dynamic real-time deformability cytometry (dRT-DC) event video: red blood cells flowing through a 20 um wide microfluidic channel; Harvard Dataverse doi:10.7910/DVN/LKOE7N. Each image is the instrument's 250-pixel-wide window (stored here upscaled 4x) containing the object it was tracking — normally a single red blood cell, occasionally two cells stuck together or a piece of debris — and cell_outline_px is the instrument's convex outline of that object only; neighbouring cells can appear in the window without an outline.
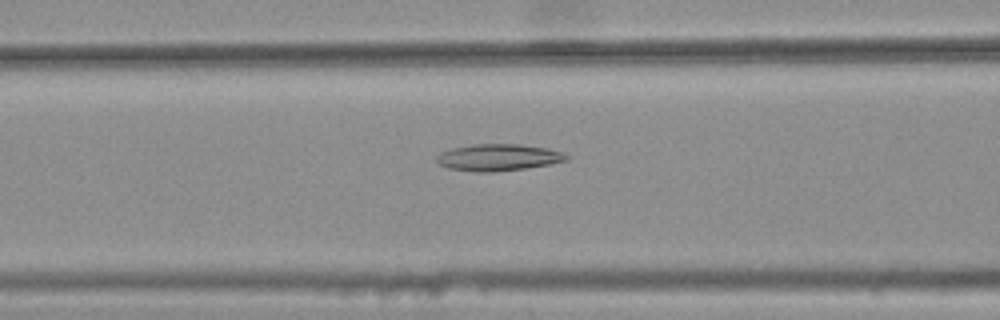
{"species": "common noctule bat (a hibernating species)", "species_latin": "Nyctalus noctula", "temperature_condition": "warm", "stored_images_in_passage": 42, "camera_frame_rate_fps": 3000, "um_per_image_px": 0.085, "animal": {"sex": "female", "body_mass_g": 25.1}, "frame": {"image": 1, "passage_image": 16, "time_ms": 5.0, "image_size_px": [1000, 320], "cell_outline_px": [[568, 160], [548, 164], [524, 168], [492, 172], [476, 172], [448, 168], [440, 164], [436, 160], [436, 156], [440, 152], [452, 148], [476, 144], [520, 144], [544, 148], [560, 152], [568, 156]], "centroid_in_image_um": [42.3, 13.38], "position_along_channel_um": 124.3, "area_um2": 19.94}}
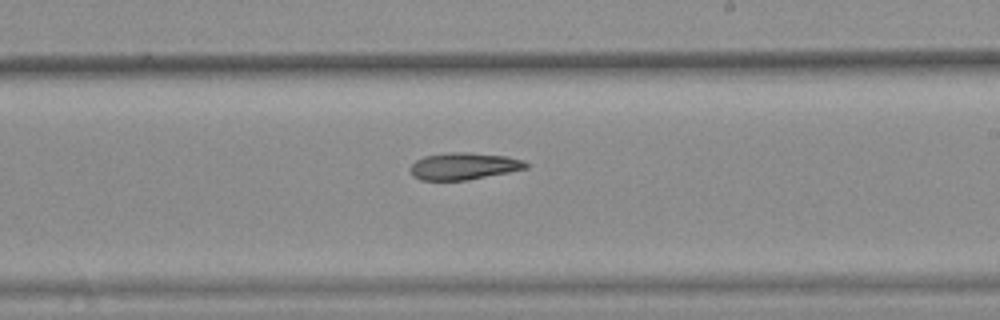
{"frame": {"image": 2, "passage_image": 26, "time_ms": 8.333, "image_size_px": [1000, 320], "cell_outline_px": [[528, 168], [468, 180], [420, 180], [412, 176], [408, 168], [416, 160], [424, 156], [452, 152], [468, 152], [508, 156], [524, 160], [528, 164]], "centroid_in_image_um": [39.41, 14.12], "position_along_channel_um": 249.6, "area_um2": 18.32}}
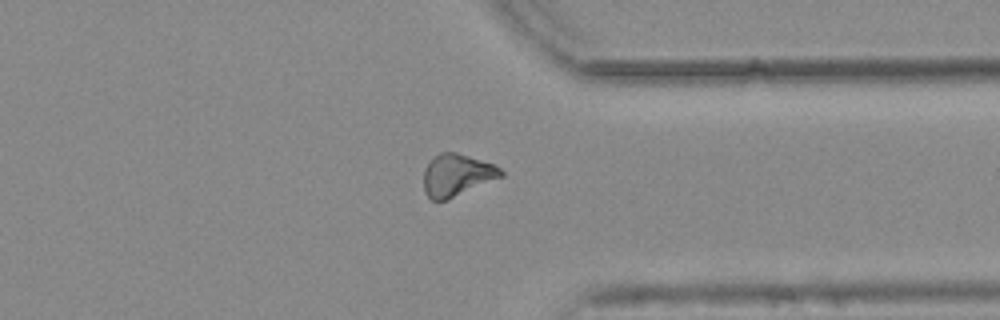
{"frame": {"image": 3, "passage_image": 36, "time_ms": 11.667, "image_size_px": [1000, 320], "cell_outline_px": [[504, 176], [444, 200], [432, 200], [424, 192], [424, 168], [440, 152], [456, 152], [492, 164], [500, 168], [504, 172]], "centroid_in_image_um": [38.82, 14.88], "position_along_channel_um": 372.6, "area_um2": 18.5}}